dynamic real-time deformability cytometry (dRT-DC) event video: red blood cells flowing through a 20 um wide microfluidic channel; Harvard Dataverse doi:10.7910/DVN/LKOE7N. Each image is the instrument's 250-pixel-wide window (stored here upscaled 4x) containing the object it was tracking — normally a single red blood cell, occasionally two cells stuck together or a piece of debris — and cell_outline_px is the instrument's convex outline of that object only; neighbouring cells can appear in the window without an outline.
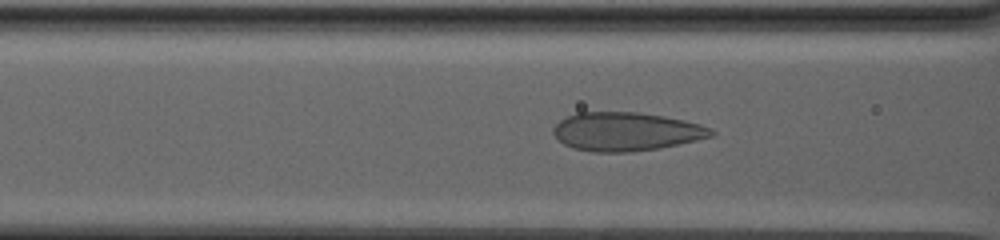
{"species": "human", "species_latin": "Homo sapiens", "temperature_condition": "warm", "stored_images_in_passage": 84, "camera_frame_rate_fps": 3000, "um_per_image_px": 0.085, "donor": {"sex": "male"}, "frame": {"image": 1, "passage_image": 39, "time_ms": 12.667, "image_size_px": [1000, 240], "cell_outline_px": [[716, 132], [712, 136], [696, 140], [656, 148], [632, 152], [592, 152], [572, 148], [564, 144], [552, 132], [552, 128], [560, 120], [576, 112], [636, 112], [664, 116], [684, 120], [700, 124]], "centroid_in_image_um": [53.18, 11.18], "position_along_channel_um": 113.4, "area_um2": 35.32}}
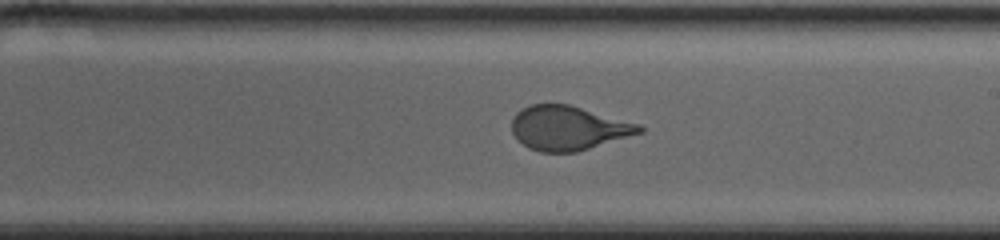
{"frame": {"image": 2, "passage_image": 54, "time_ms": 17.667, "image_size_px": [1000, 240], "cell_outline_px": [[644, 132], [576, 152], [540, 152], [528, 148], [516, 140], [512, 132], [512, 116], [516, 112], [532, 104], [568, 104], [640, 124], [644, 128]], "centroid_in_image_um": [48.28, 10.89], "position_along_channel_um": 240.7, "area_um2": 32.95}}
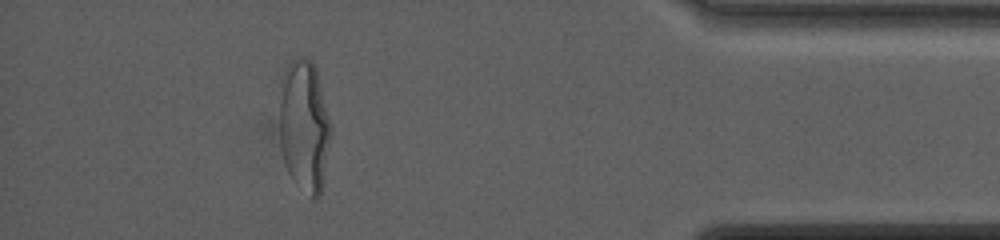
{"frame": {"image": 3, "passage_image": 78, "time_ms": 25.667, "image_size_px": [1000, 240], "cell_outline_px": [[328, 144], [320, 196], [316, 200], [312, 200], [288, 172], [284, 164], [280, 148], [280, 100], [284, 72], [288, 64], [292, 60], [300, 56], [308, 56], [312, 60], [316, 68], [328, 120]], "centroid_in_image_um": [25.82, 10.69], "position_along_channel_um": 409.4, "area_um2": 38.44}}